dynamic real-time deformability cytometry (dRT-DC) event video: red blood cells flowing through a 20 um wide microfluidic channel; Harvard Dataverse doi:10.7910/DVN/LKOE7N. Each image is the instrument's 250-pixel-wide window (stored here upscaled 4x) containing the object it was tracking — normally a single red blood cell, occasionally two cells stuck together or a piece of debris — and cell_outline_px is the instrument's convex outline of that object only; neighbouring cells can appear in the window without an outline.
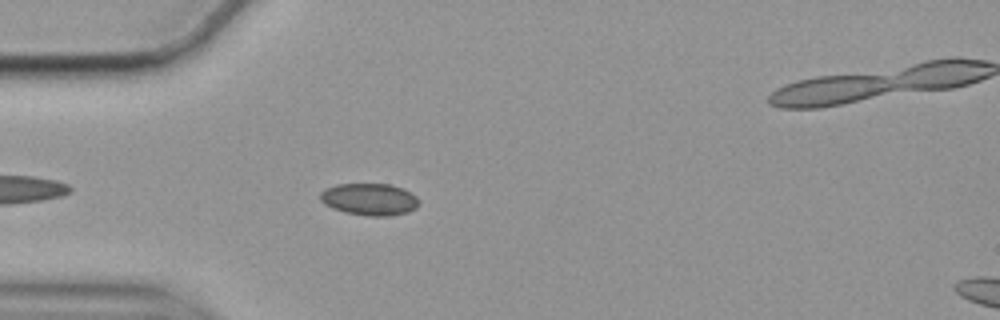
{"species": "common noctule bat (a hibernating species)", "species_latin": "Nyctalus noctula", "temperature_condition": "cold", "stored_images_in_passage": 26, "camera_frame_rate_fps": 3000, "um_per_image_px": 0.085, "animal": {"sex": "female", "body_mass_g": 19.9}, "frame": {"image": 1, "passage_image": 5, "time_ms": 1.333, "image_size_px": [1000, 320], "cell_outline_px": [[420, 204], [416, 208], [408, 212], [388, 216], [368, 216], [344, 212], [332, 208], [324, 204], [320, 200], [320, 192], [324, 188], [336, 184], [388, 184], [404, 188], [416, 196]], "centroid_in_image_um": [31.39, 16.94], "position_along_channel_um": 53.6, "area_um2": 18.61}}